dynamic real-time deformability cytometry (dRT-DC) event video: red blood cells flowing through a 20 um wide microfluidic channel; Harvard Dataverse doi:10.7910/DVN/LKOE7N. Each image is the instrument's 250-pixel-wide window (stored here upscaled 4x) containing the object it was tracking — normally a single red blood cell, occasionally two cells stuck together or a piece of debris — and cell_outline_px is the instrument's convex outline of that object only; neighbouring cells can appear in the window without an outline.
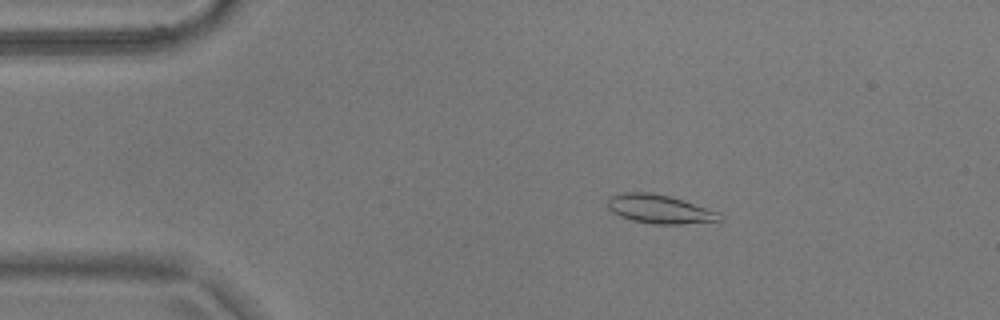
{"species": "common noctule bat (a hibernating species)", "species_latin": "Nyctalus noctula", "temperature_condition": "warm", "stored_images_in_passage": 54, "camera_frame_rate_fps": 3000, "um_per_image_px": 0.085, "animal": {"sex": "male", "body_mass_g": 17.9}, "frame": {"image": 1, "passage_image": 9, "time_ms": 2.667, "image_size_px": [1000, 320], "cell_outline_px": [[724, 220], [680, 224], [652, 224], [632, 220], [620, 216], [612, 212], [608, 208], [608, 196], [616, 192], [652, 192], [668, 196], [720, 212], [724, 216]], "centroid_in_image_um": [56.04, 17.77], "position_along_channel_um": 29.0, "area_um2": 18.9}}
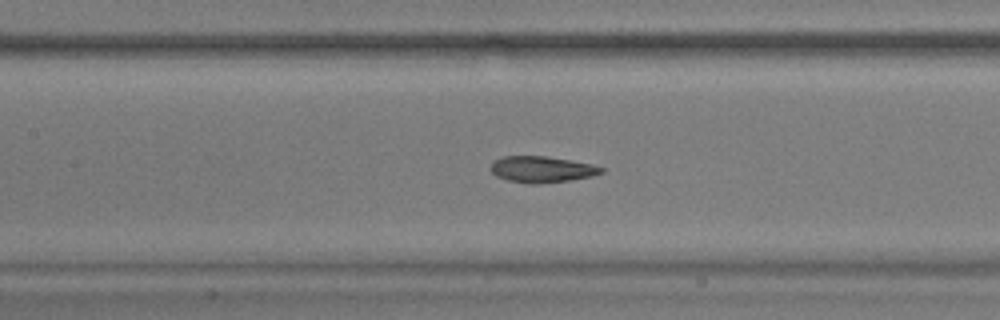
{"frame": {"image": 2, "passage_image": 24, "time_ms": 7.667, "image_size_px": [1000, 320], "cell_outline_px": [[604, 172], [592, 176], [568, 180], [540, 184], [528, 184], [508, 180], [496, 176], [492, 172], [492, 160], [504, 156], [544, 156], [592, 164], [604, 168]], "centroid_in_image_um": [46.04, 14.4], "position_along_channel_um": 161.4, "area_um2": 16.82}}
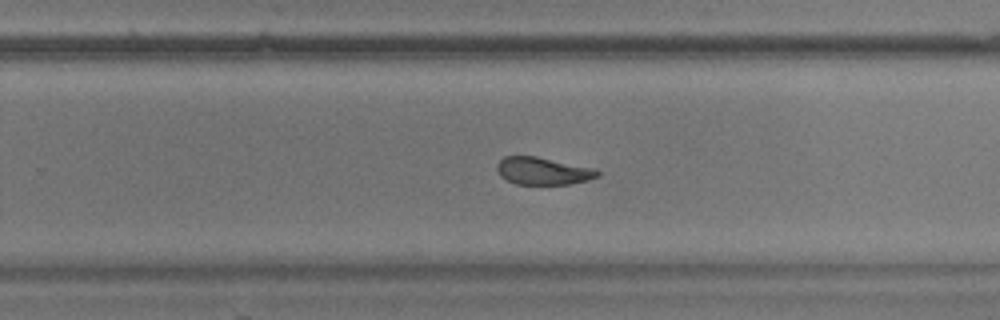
{"frame": {"image": 3, "passage_image": 34, "time_ms": 11.0, "image_size_px": [1000, 320], "cell_outline_px": [[600, 176], [588, 180], [568, 184], [516, 184], [500, 176], [496, 168], [496, 164], [504, 156], [536, 156], [596, 168], [600, 172]], "centroid_in_image_um": [46.17, 14.52], "position_along_channel_um": 283.6, "area_um2": 16.18}, "authors_computed_cell_mechanics": {"area_um2": 18.0336, "velocity_mm_per_s": 3.6868, "shape_relaxation_time_tau1_ms": 8.1092, "shape_relaxation_time_tau2_ms": 1.8886, "deformation_change_tau1": 0.1896, "deformation_change_tau2": 0.0815}}